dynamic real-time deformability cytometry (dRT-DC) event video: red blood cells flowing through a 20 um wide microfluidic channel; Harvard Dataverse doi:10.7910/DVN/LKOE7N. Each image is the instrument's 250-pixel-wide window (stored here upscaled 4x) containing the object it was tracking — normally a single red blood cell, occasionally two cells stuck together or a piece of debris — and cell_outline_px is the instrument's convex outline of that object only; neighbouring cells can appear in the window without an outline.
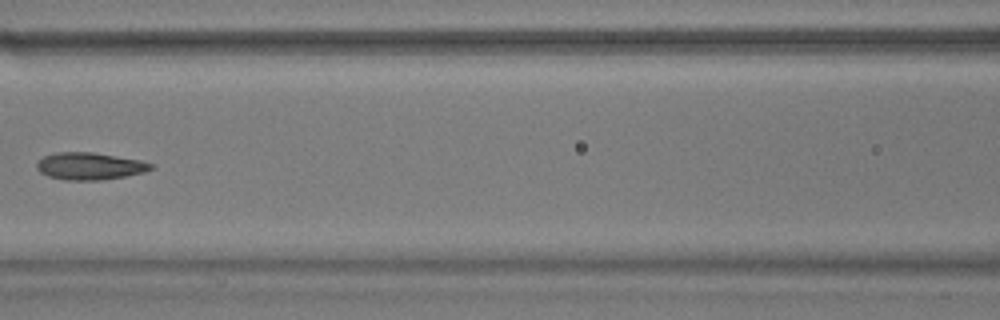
{"species": "common noctule bat (a hibernating species)", "species_latin": "Nyctalus noctula", "temperature_condition": "warm", "stored_images_in_passage": 6, "camera_frame_rate_fps": 3000, "um_per_image_px": 0.085, "animal": {"sex": "male", "body_mass_g": 17.9}, "frame": {"image": 1, "passage_image": 6, "time_ms": 1.667, "image_size_px": [1000, 320], "cell_outline_px": [[152, 168], [144, 172], [124, 176], [100, 180], [64, 180], [48, 176], [40, 172], [36, 168], [36, 164], [44, 156], [56, 152], [92, 152], [140, 160], [152, 164]], "centroid_in_image_um": [7.59, 14.12], "position_along_channel_um": 159.0, "area_um2": 17.92}}